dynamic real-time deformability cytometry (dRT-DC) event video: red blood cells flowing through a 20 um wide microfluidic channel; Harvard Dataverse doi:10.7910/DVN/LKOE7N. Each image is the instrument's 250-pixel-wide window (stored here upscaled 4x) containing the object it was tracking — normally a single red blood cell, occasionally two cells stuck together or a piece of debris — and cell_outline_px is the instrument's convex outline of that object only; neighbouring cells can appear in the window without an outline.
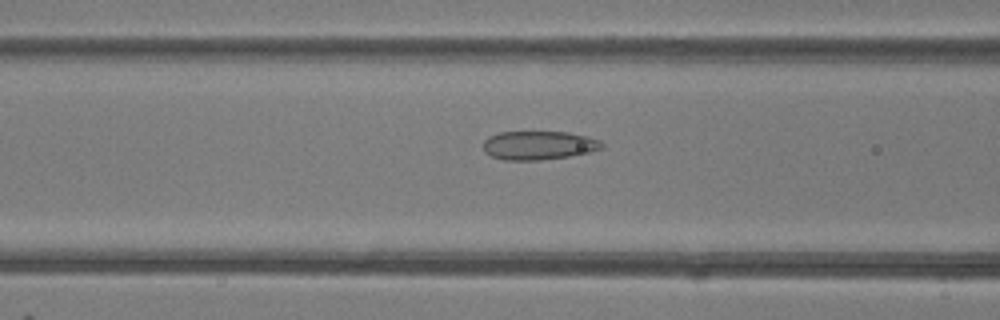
{"species": "common noctule bat (a hibernating species)", "species_latin": "Nyctalus noctula", "temperature_condition": "room temperature", "stored_images_in_passage": 25, "camera_frame_rate_fps": 3000, "um_per_image_px": 0.085, "animal": {"sex": "female"}, "frame": {"image": 1, "passage_image": 4, "time_ms": 1.0, "image_size_px": [1000, 320], "cell_outline_px": [[604, 148], [588, 152], [568, 156], [540, 160], [504, 160], [492, 156], [484, 152], [484, 140], [488, 136], [500, 132], [568, 132], [588, 136], [600, 140], [604, 144]], "centroid_in_image_um": [45.8, 12.35], "position_along_channel_um": 120.8, "area_um2": 19.88}}
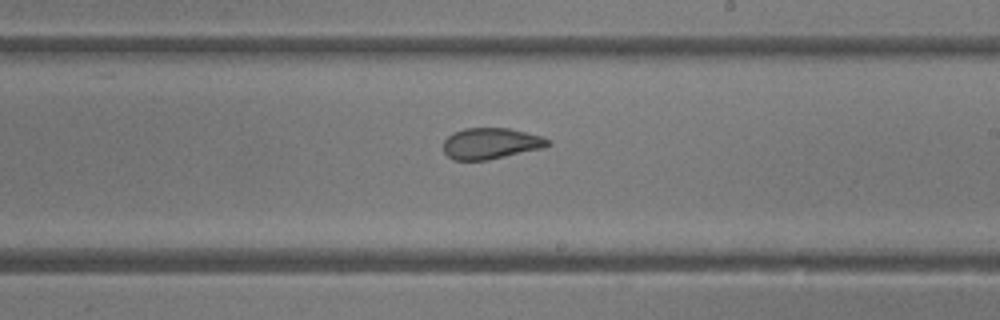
{"frame": {"image": 2, "passage_image": 13, "time_ms": 4.0, "image_size_px": [1000, 320], "cell_outline_px": [[552, 144], [544, 148], [488, 160], [452, 160], [444, 152], [444, 140], [452, 132], [464, 128], [508, 128], [540, 136], [552, 140]], "centroid_in_image_um": [41.73, 12.2], "position_along_channel_um": 247.3, "area_um2": 19.07}}
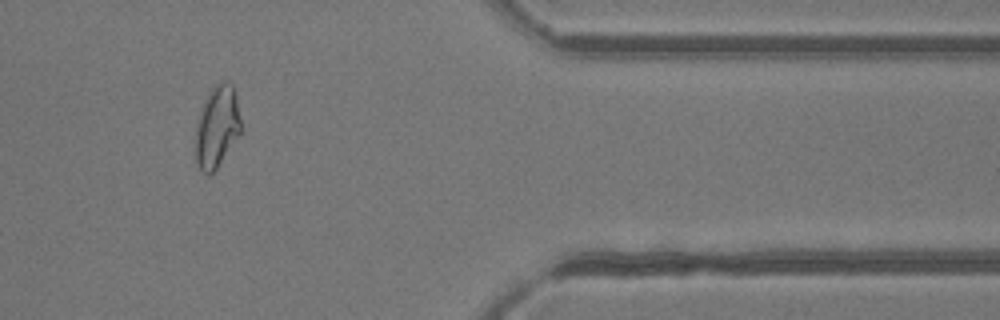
{"frame": {"image": 3, "passage_image": 21, "time_ms": 6.667, "image_size_px": [1000, 320], "cell_outline_px": [[240, 132], [216, 168], [208, 176], [196, 164], [196, 124], [200, 112], [212, 88], [216, 84], [224, 80], [228, 80], [232, 84], [236, 96], [240, 120]], "centroid_in_image_um": [18.44, 10.75], "position_along_channel_um": 393.0, "area_um2": 20.98}}